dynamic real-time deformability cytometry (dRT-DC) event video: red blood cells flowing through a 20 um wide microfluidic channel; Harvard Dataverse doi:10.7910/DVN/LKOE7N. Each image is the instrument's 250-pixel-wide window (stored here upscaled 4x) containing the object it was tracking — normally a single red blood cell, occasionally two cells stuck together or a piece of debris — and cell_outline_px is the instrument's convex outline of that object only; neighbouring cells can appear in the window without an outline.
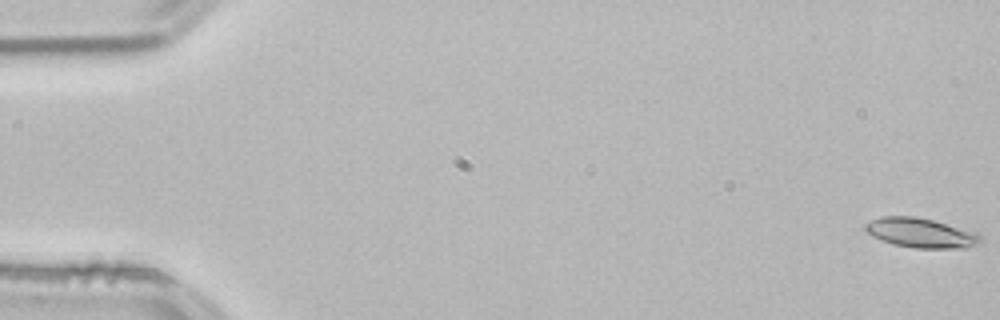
{"species": "common noctule bat (a hibernating species)", "species_latin": "Nyctalus noctula", "temperature_condition": "room temperature", "stored_images_in_passage": 53, "camera_frame_rate_fps": 3000, "um_per_image_px": 0.085, "animal": {"sex": "male", "body_mass_g": 21.5, "forearm_length_mm": 52.0}, "frame": {"image": 1, "passage_image": 1, "time_ms": 0.0, "image_size_px": [1000, 320], "cell_outline_px": [[984, 240], [968, 248], [912, 248], [892, 244], [872, 236], [864, 228], [864, 224], [880, 216], [916, 216], [932, 220], [976, 232]], "centroid_in_image_um": [78.26, 19.8], "position_along_channel_um": 6.7, "area_um2": 19.88}}
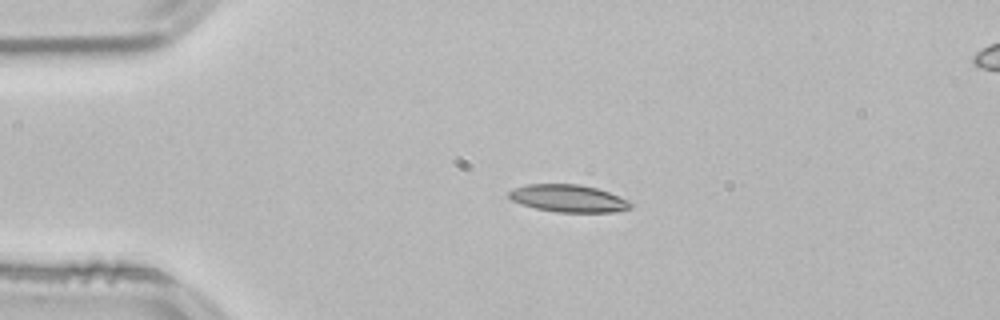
{"frame": {"image": 2, "passage_image": 12, "time_ms": 3.667, "image_size_px": [1000, 320], "cell_outline_px": [[632, 208], [616, 212], [556, 212], [536, 208], [520, 204], [512, 200], [508, 196], [508, 192], [512, 188], [528, 184], [580, 184], [596, 188], [608, 192], [628, 200], [632, 204]], "centroid_in_image_um": [48.3, 16.86], "position_along_channel_um": 36.7, "area_um2": 19.48}}
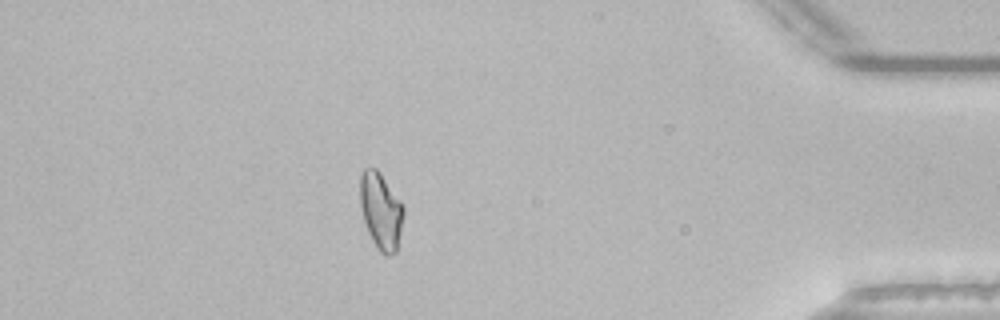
{"frame": {"image": 3, "passage_image": 47, "time_ms": 15.333, "image_size_px": [1000, 320], "cell_outline_px": [[404, 216], [396, 252], [388, 256], [384, 256], [376, 248], [368, 232], [364, 220], [360, 204], [360, 176], [364, 168], [376, 168], [380, 172], [404, 204]], "centroid_in_image_um": [32.39, 17.93], "position_along_channel_um": 402.8, "area_um2": 19.65}, "authors_computed_cell_mechanics": {"area_um2": 19.3052, "velocity_mm_per_s": 3.8223, "shape_relaxation_time_tau1_ms": null, "shape_relaxation_time_tau2_ms": 2.3347, "deformation_change_tau1": null, "deformation_change_tau2": 0.0878}}